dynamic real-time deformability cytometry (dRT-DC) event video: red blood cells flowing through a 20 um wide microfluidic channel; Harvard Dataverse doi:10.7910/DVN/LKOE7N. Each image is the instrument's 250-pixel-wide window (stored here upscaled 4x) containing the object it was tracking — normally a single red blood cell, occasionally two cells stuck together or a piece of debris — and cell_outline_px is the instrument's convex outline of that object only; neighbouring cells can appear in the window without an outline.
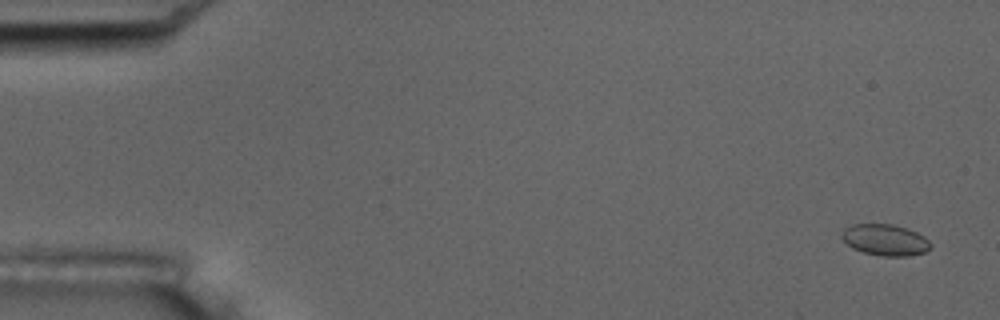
{"species": "common noctule bat (a hibernating species)", "species_latin": "Nyctalus noctula", "temperature_condition": "room temperature", "stored_images_in_passage": 16, "camera_frame_rate_fps": 3000, "um_per_image_px": 0.085, "animal": {"sex": "male", "body_mass_g": 17.5, "forearm_length_mm": 52.3}, "frame": {"image": 1, "passage_image": 1, "time_ms": 0.0, "image_size_px": [1000, 320], "cell_outline_px": [[932, 244], [924, 252], [908, 256], [884, 256], [864, 252], [852, 248], [840, 236], [844, 228], [852, 224], [892, 224], [908, 228], [924, 236]], "centroid_in_image_um": [75.23, 20.38], "position_along_channel_um": 9.8, "area_um2": 16.13}, "authors_computed_cell_mechanics": {"area_um2": 16.0395, "velocity_mm_per_s": 3.5126, "shape_relaxation_time_tau1_ms": null, "shape_relaxation_time_tau2_ms": 1.7565, "deformation_change_tau1": null, "deformation_change_tau2": 0.0432}}